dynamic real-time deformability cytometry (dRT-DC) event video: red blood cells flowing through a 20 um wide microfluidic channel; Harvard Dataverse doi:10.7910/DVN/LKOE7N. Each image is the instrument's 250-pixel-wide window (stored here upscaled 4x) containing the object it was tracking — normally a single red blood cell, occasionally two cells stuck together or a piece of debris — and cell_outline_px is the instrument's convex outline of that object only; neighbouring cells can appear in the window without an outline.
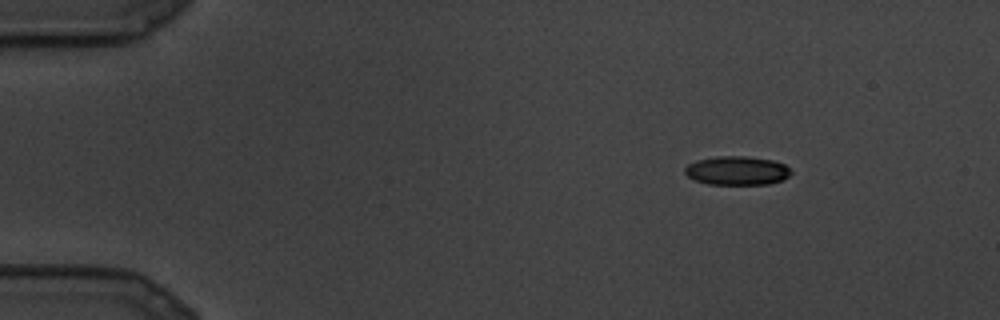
{"species": "common noctule bat (a hibernating species)", "species_latin": "Nyctalus noctula", "temperature_condition": "cold", "stored_images_in_passage": 14, "camera_frame_rate_fps": 3000, "um_per_image_px": 0.085, "animal": {"sex": "male", "body_mass_g": 19.5, "forearm_length_mm": 54.6}, "frame": {"image": 1, "passage_image": 1, "time_ms": 0.0, "image_size_px": [1000, 320], "cell_outline_px": [[792, 172], [788, 176], [780, 180], [768, 184], [708, 184], [696, 180], [688, 176], [684, 172], [684, 168], [688, 164], [696, 160], [716, 156], [748, 156], [772, 160], [784, 164]], "centroid_in_image_um": [62.62, 14.49], "position_along_channel_um": 22.4, "area_um2": 17.74}}
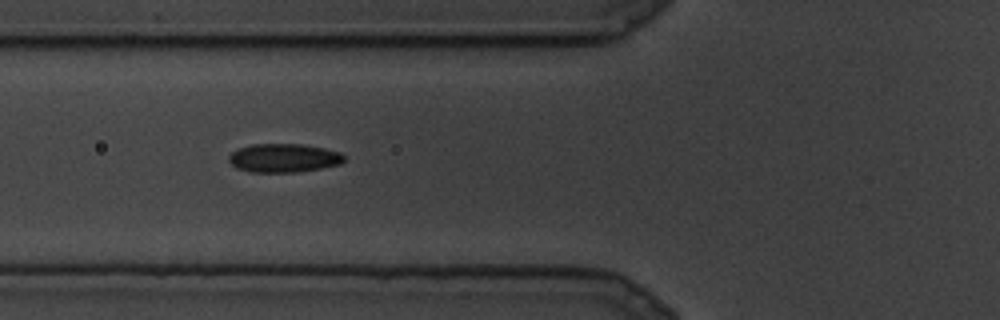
{"frame": {"image": 2, "passage_image": 7, "time_ms": 2.0, "image_size_px": [1000, 320], "cell_outline_px": [[344, 160], [340, 164], [300, 172], [248, 172], [236, 168], [228, 160], [228, 156], [232, 152], [240, 148], [252, 144], [304, 144], [324, 148], [340, 152], [344, 156]], "centroid_in_image_um": [24.1, 13.43], "position_along_channel_um": 101.7, "area_um2": 19.31}}
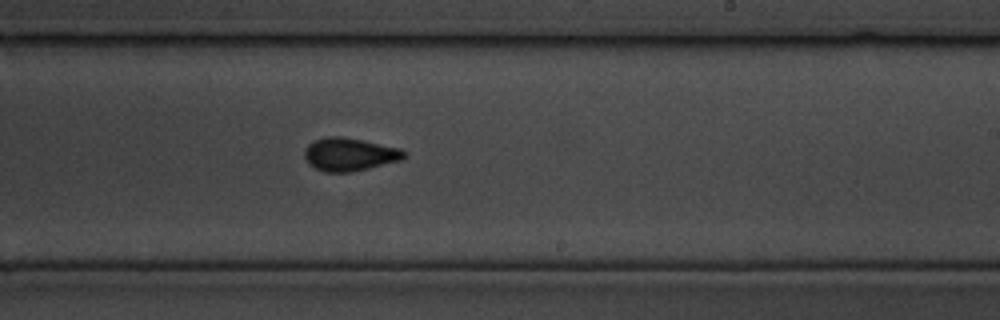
{"frame": {"image": 3, "passage_image": 14, "time_ms": 4.333, "image_size_px": [1000, 320], "cell_outline_px": [[408, 156], [400, 160], [352, 172], [324, 172], [308, 164], [304, 156], [304, 148], [312, 140], [328, 136], [340, 136], [400, 148], [408, 152]], "centroid_in_image_um": [29.69, 13.12], "position_along_channel_um": 259.3, "area_um2": 19.25}}